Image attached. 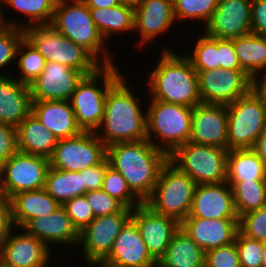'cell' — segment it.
I'll return each mask as SVG.
<instances>
[{
    "label": "cell",
    "mask_w": 266,
    "mask_h": 267,
    "mask_svg": "<svg viewBox=\"0 0 266 267\" xmlns=\"http://www.w3.org/2000/svg\"><path fill=\"white\" fill-rule=\"evenodd\" d=\"M109 165L127 181L144 203L152 194L162 166L169 156L149 140L118 142L107 146Z\"/></svg>",
    "instance_id": "6da1fadb"
},
{
    "label": "cell",
    "mask_w": 266,
    "mask_h": 267,
    "mask_svg": "<svg viewBox=\"0 0 266 267\" xmlns=\"http://www.w3.org/2000/svg\"><path fill=\"white\" fill-rule=\"evenodd\" d=\"M125 82L122 76L108 90L103 120L95 132L106 146L147 139L146 112Z\"/></svg>",
    "instance_id": "7a4b0ae2"
},
{
    "label": "cell",
    "mask_w": 266,
    "mask_h": 267,
    "mask_svg": "<svg viewBox=\"0 0 266 267\" xmlns=\"http://www.w3.org/2000/svg\"><path fill=\"white\" fill-rule=\"evenodd\" d=\"M164 49L148 77L150 100L193 108L201 103L197 72L185 55Z\"/></svg>",
    "instance_id": "3957f363"
},
{
    "label": "cell",
    "mask_w": 266,
    "mask_h": 267,
    "mask_svg": "<svg viewBox=\"0 0 266 267\" xmlns=\"http://www.w3.org/2000/svg\"><path fill=\"white\" fill-rule=\"evenodd\" d=\"M51 25L87 50L102 66L115 64L106 41L93 22L90 9L82 0H57Z\"/></svg>",
    "instance_id": "277c9868"
},
{
    "label": "cell",
    "mask_w": 266,
    "mask_h": 267,
    "mask_svg": "<svg viewBox=\"0 0 266 267\" xmlns=\"http://www.w3.org/2000/svg\"><path fill=\"white\" fill-rule=\"evenodd\" d=\"M149 102L145 110L147 140L170 156L178 147L189 142L193 108L160 100ZM154 136L160 141H155Z\"/></svg>",
    "instance_id": "5b68a950"
},
{
    "label": "cell",
    "mask_w": 266,
    "mask_h": 267,
    "mask_svg": "<svg viewBox=\"0 0 266 267\" xmlns=\"http://www.w3.org/2000/svg\"><path fill=\"white\" fill-rule=\"evenodd\" d=\"M117 68L116 65L100 67L95 73L86 75L73 92L69 102L76 123L83 132H96L99 129L107 92L123 76Z\"/></svg>",
    "instance_id": "8992f818"
},
{
    "label": "cell",
    "mask_w": 266,
    "mask_h": 267,
    "mask_svg": "<svg viewBox=\"0 0 266 267\" xmlns=\"http://www.w3.org/2000/svg\"><path fill=\"white\" fill-rule=\"evenodd\" d=\"M195 187L196 183L168 159L151 196L144 203L153 211L181 223L189 215Z\"/></svg>",
    "instance_id": "52a82bcc"
},
{
    "label": "cell",
    "mask_w": 266,
    "mask_h": 267,
    "mask_svg": "<svg viewBox=\"0 0 266 267\" xmlns=\"http://www.w3.org/2000/svg\"><path fill=\"white\" fill-rule=\"evenodd\" d=\"M24 32L25 38L47 62H58L86 75L93 74L102 67L87 50L63 36L52 25L28 26Z\"/></svg>",
    "instance_id": "ba28073f"
},
{
    "label": "cell",
    "mask_w": 266,
    "mask_h": 267,
    "mask_svg": "<svg viewBox=\"0 0 266 267\" xmlns=\"http://www.w3.org/2000/svg\"><path fill=\"white\" fill-rule=\"evenodd\" d=\"M228 150L188 142L178 147L169 160L196 185L226 181Z\"/></svg>",
    "instance_id": "9c48e42d"
},
{
    "label": "cell",
    "mask_w": 266,
    "mask_h": 267,
    "mask_svg": "<svg viewBox=\"0 0 266 267\" xmlns=\"http://www.w3.org/2000/svg\"><path fill=\"white\" fill-rule=\"evenodd\" d=\"M228 150L252 148L266 128V106L253 89L227 104Z\"/></svg>",
    "instance_id": "30bf717a"
},
{
    "label": "cell",
    "mask_w": 266,
    "mask_h": 267,
    "mask_svg": "<svg viewBox=\"0 0 266 267\" xmlns=\"http://www.w3.org/2000/svg\"><path fill=\"white\" fill-rule=\"evenodd\" d=\"M107 158V146L95 132L59 139L49 158L50 167L79 172L102 163Z\"/></svg>",
    "instance_id": "8fae6325"
},
{
    "label": "cell",
    "mask_w": 266,
    "mask_h": 267,
    "mask_svg": "<svg viewBox=\"0 0 266 267\" xmlns=\"http://www.w3.org/2000/svg\"><path fill=\"white\" fill-rule=\"evenodd\" d=\"M49 159L20 151L0 167V189L10 198L23 191L45 188Z\"/></svg>",
    "instance_id": "7c38bea8"
},
{
    "label": "cell",
    "mask_w": 266,
    "mask_h": 267,
    "mask_svg": "<svg viewBox=\"0 0 266 267\" xmlns=\"http://www.w3.org/2000/svg\"><path fill=\"white\" fill-rule=\"evenodd\" d=\"M202 103L227 105L252 90L253 79L243 69L196 70Z\"/></svg>",
    "instance_id": "4fadbf2b"
},
{
    "label": "cell",
    "mask_w": 266,
    "mask_h": 267,
    "mask_svg": "<svg viewBox=\"0 0 266 267\" xmlns=\"http://www.w3.org/2000/svg\"><path fill=\"white\" fill-rule=\"evenodd\" d=\"M133 209L125 207L115 214L95 217L88 226L80 232L79 245L86 265L102 262L110 253L116 237L131 219Z\"/></svg>",
    "instance_id": "5bb4252c"
},
{
    "label": "cell",
    "mask_w": 266,
    "mask_h": 267,
    "mask_svg": "<svg viewBox=\"0 0 266 267\" xmlns=\"http://www.w3.org/2000/svg\"><path fill=\"white\" fill-rule=\"evenodd\" d=\"M85 76L58 62H46L44 71L29 84L31 100L69 101Z\"/></svg>",
    "instance_id": "9a60e30c"
},
{
    "label": "cell",
    "mask_w": 266,
    "mask_h": 267,
    "mask_svg": "<svg viewBox=\"0 0 266 267\" xmlns=\"http://www.w3.org/2000/svg\"><path fill=\"white\" fill-rule=\"evenodd\" d=\"M135 222L151 257L158 262L164 255L171 238L180 228V222L153 211L145 203L133 209Z\"/></svg>",
    "instance_id": "2e32d148"
},
{
    "label": "cell",
    "mask_w": 266,
    "mask_h": 267,
    "mask_svg": "<svg viewBox=\"0 0 266 267\" xmlns=\"http://www.w3.org/2000/svg\"><path fill=\"white\" fill-rule=\"evenodd\" d=\"M189 142L228 150V113L226 105L199 103L192 110Z\"/></svg>",
    "instance_id": "e0dca14e"
},
{
    "label": "cell",
    "mask_w": 266,
    "mask_h": 267,
    "mask_svg": "<svg viewBox=\"0 0 266 267\" xmlns=\"http://www.w3.org/2000/svg\"><path fill=\"white\" fill-rule=\"evenodd\" d=\"M252 0H219L205 34L220 39H233L251 33Z\"/></svg>",
    "instance_id": "ac0fdd59"
},
{
    "label": "cell",
    "mask_w": 266,
    "mask_h": 267,
    "mask_svg": "<svg viewBox=\"0 0 266 267\" xmlns=\"http://www.w3.org/2000/svg\"><path fill=\"white\" fill-rule=\"evenodd\" d=\"M15 231L16 227L0 242V262L4 266L38 267L52 261L51 249L43 241L24 229L20 230L23 233Z\"/></svg>",
    "instance_id": "d6986e66"
},
{
    "label": "cell",
    "mask_w": 266,
    "mask_h": 267,
    "mask_svg": "<svg viewBox=\"0 0 266 267\" xmlns=\"http://www.w3.org/2000/svg\"><path fill=\"white\" fill-rule=\"evenodd\" d=\"M188 217L239 218L230 185L226 181L196 185Z\"/></svg>",
    "instance_id": "ffe728a7"
},
{
    "label": "cell",
    "mask_w": 266,
    "mask_h": 267,
    "mask_svg": "<svg viewBox=\"0 0 266 267\" xmlns=\"http://www.w3.org/2000/svg\"><path fill=\"white\" fill-rule=\"evenodd\" d=\"M110 267H157L135 222L130 219L116 237L109 255L102 261Z\"/></svg>",
    "instance_id": "44dd1931"
},
{
    "label": "cell",
    "mask_w": 266,
    "mask_h": 267,
    "mask_svg": "<svg viewBox=\"0 0 266 267\" xmlns=\"http://www.w3.org/2000/svg\"><path fill=\"white\" fill-rule=\"evenodd\" d=\"M180 227L204 252L226 246L235 241L239 218L203 219L187 217Z\"/></svg>",
    "instance_id": "7402d4cb"
},
{
    "label": "cell",
    "mask_w": 266,
    "mask_h": 267,
    "mask_svg": "<svg viewBox=\"0 0 266 267\" xmlns=\"http://www.w3.org/2000/svg\"><path fill=\"white\" fill-rule=\"evenodd\" d=\"M22 229L43 241L49 248L54 245L77 246L80 232L61 206L55 212L32 218Z\"/></svg>",
    "instance_id": "603a6c76"
},
{
    "label": "cell",
    "mask_w": 266,
    "mask_h": 267,
    "mask_svg": "<svg viewBox=\"0 0 266 267\" xmlns=\"http://www.w3.org/2000/svg\"><path fill=\"white\" fill-rule=\"evenodd\" d=\"M134 9V32L141 37L140 45L146 46L176 22L173 0H143Z\"/></svg>",
    "instance_id": "cb8c5ba5"
},
{
    "label": "cell",
    "mask_w": 266,
    "mask_h": 267,
    "mask_svg": "<svg viewBox=\"0 0 266 267\" xmlns=\"http://www.w3.org/2000/svg\"><path fill=\"white\" fill-rule=\"evenodd\" d=\"M31 113L58 140L72 138L82 132L69 101L32 100Z\"/></svg>",
    "instance_id": "d4e9b609"
},
{
    "label": "cell",
    "mask_w": 266,
    "mask_h": 267,
    "mask_svg": "<svg viewBox=\"0 0 266 267\" xmlns=\"http://www.w3.org/2000/svg\"><path fill=\"white\" fill-rule=\"evenodd\" d=\"M29 85L13 76H0V122L18 127L31 113Z\"/></svg>",
    "instance_id": "484cf974"
},
{
    "label": "cell",
    "mask_w": 266,
    "mask_h": 267,
    "mask_svg": "<svg viewBox=\"0 0 266 267\" xmlns=\"http://www.w3.org/2000/svg\"><path fill=\"white\" fill-rule=\"evenodd\" d=\"M61 206L45 188L19 192L11 197L13 225L22 229L32 218L49 215Z\"/></svg>",
    "instance_id": "4316f807"
},
{
    "label": "cell",
    "mask_w": 266,
    "mask_h": 267,
    "mask_svg": "<svg viewBox=\"0 0 266 267\" xmlns=\"http://www.w3.org/2000/svg\"><path fill=\"white\" fill-rule=\"evenodd\" d=\"M17 129L18 151L50 158L58 139L30 113Z\"/></svg>",
    "instance_id": "83f0119b"
},
{
    "label": "cell",
    "mask_w": 266,
    "mask_h": 267,
    "mask_svg": "<svg viewBox=\"0 0 266 267\" xmlns=\"http://www.w3.org/2000/svg\"><path fill=\"white\" fill-rule=\"evenodd\" d=\"M157 267H205V252L180 227Z\"/></svg>",
    "instance_id": "f1b7e54d"
},
{
    "label": "cell",
    "mask_w": 266,
    "mask_h": 267,
    "mask_svg": "<svg viewBox=\"0 0 266 267\" xmlns=\"http://www.w3.org/2000/svg\"><path fill=\"white\" fill-rule=\"evenodd\" d=\"M249 181H266V164L251 148L228 150L226 182Z\"/></svg>",
    "instance_id": "f546056e"
},
{
    "label": "cell",
    "mask_w": 266,
    "mask_h": 267,
    "mask_svg": "<svg viewBox=\"0 0 266 267\" xmlns=\"http://www.w3.org/2000/svg\"><path fill=\"white\" fill-rule=\"evenodd\" d=\"M90 13L99 34L106 43L112 34L128 31L134 33L135 9L132 6L120 4L109 8L90 9Z\"/></svg>",
    "instance_id": "4dcf8cb0"
},
{
    "label": "cell",
    "mask_w": 266,
    "mask_h": 267,
    "mask_svg": "<svg viewBox=\"0 0 266 267\" xmlns=\"http://www.w3.org/2000/svg\"><path fill=\"white\" fill-rule=\"evenodd\" d=\"M232 40L240 67L254 79L266 69V36L249 33Z\"/></svg>",
    "instance_id": "1f68e13d"
},
{
    "label": "cell",
    "mask_w": 266,
    "mask_h": 267,
    "mask_svg": "<svg viewBox=\"0 0 266 267\" xmlns=\"http://www.w3.org/2000/svg\"><path fill=\"white\" fill-rule=\"evenodd\" d=\"M45 189L60 205L87 193L79 172L59 170L53 167L48 169Z\"/></svg>",
    "instance_id": "d6a6232c"
},
{
    "label": "cell",
    "mask_w": 266,
    "mask_h": 267,
    "mask_svg": "<svg viewBox=\"0 0 266 267\" xmlns=\"http://www.w3.org/2000/svg\"><path fill=\"white\" fill-rule=\"evenodd\" d=\"M232 188L239 218L266 206V181L227 182Z\"/></svg>",
    "instance_id": "836d02e7"
},
{
    "label": "cell",
    "mask_w": 266,
    "mask_h": 267,
    "mask_svg": "<svg viewBox=\"0 0 266 267\" xmlns=\"http://www.w3.org/2000/svg\"><path fill=\"white\" fill-rule=\"evenodd\" d=\"M4 6H9L16 12L27 16L28 21L17 23L25 29L32 25H51L57 0H4Z\"/></svg>",
    "instance_id": "e575fe53"
},
{
    "label": "cell",
    "mask_w": 266,
    "mask_h": 267,
    "mask_svg": "<svg viewBox=\"0 0 266 267\" xmlns=\"http://www.w3.org/2000/svg\"><path fill=\"white\" fill-rule=\"evenodd\" d=\"M18 54H20V57L16 58L19 67L17 69L20 70V73L19 76L14 78L29 85L44 71L47 61L25 37L18 46L17 56Z\"/></svg>",
    "instance_id": "d590c367"
},
{
    "label": "cell",
    "mask_w": 266,
    "mask_h": 267,
    "mask_svg": "<svg viewBox=\"0 0 266 267\" xmlns=\"http://www.w3.org/2000/svg\"><path fill=\"white\" fill-rule=\"evenodd\" d=\"M192 54L184 55L191 61L195 70H216L220 68L217 38L209 37L205 33L198 36Z\"/></svg>",
    "instance_id": "8d00e7d4"
},
{
    "label": "cell",
    "mask_w": 266,
    "mask_h": 267,
    "mask_svg": "<svg viewBox=\"0 0 266 267\" xmlns=\"http://www.w3.org/2000/svg\"><path fill=\"white\" fill-rule=\"evenodd\" d=\"M101 189L120 201L127 208L134 209L143 203L131 191L124 177L111 166L106 169Z\"/></svg>",
    "instance_id": "74e56055"
},
{
    "label": "cell",
    "mask_w": 266,
    "mask_h": 267,
    "mask_svg": "<svg viewBox=\"0 0 266 267\" xmlns=\"http://www.w3.org/2000/svg\"><path fill=\"white\" fill-rule=\"evenodd\" d=\"M219 0H173L174 14L178 22L186 19L204 21L206 25Z\"/></svg>",
    "instance_id": "f35d334b"
},
{
    "label": "cell",
    "mask_w": 266,
    "mask_h": 267,
    "mask_svg": "<svg viewBox=\"0 0 266 267\" xmlns=\"http://www.w3.org/2000/svg\"><path fill=\"white\" fill-rule=\"evenodd\" d=\"M24 37L25 32L22 28L14 26L0 28V70L4 71L9 63L15 62L18 46ZM0 72V76H14Z\"/></svg>",
    "instance_id": "ab89813d"
},
{
    "label": "cell",
    "mask_w": 266,
    "mask_h": 267,
    "mask_svg": "<svg viewBox=\"0 0 266 267\" xmlns=\"http://www.w3.org/2000/svg\"><path fill=\"white\" fill-rule=\"evenodd\" d=\"M235 245L239 254L240 267H261L264 242L251 239L237 232Z\"/></svg>",
    "instance_id": "60d3db41"
},
{
    "label": "cell",
    "mask_w": 266,
    "mask_h": 267,
    "mask_svg": "<svg viewBox=\"0 0 266 267\" xmlns=\"http://www.w3.org/2000/svg\"><path fill=\"white\" fill-rule=\"evenodd\" d=\"M239 231L248 238L266 243V206L242 215Z\"/></svg>",
    "instance_id": "b9f144b4"
},
{
    "label": "cell",
    "mask_w": 266,
    "mask_h": 267,
    "mask_svg": "<svg viewBox=\"0 0 266 267\" xmlns=\"http://www.w3.org/2000/svg\"><path fill=\"white\" fill-rule=\"evenodd\" d=\"M85 197L92 209L94 217L115 214L117 212H121L125 208L120 201L111 197L102 189L88 191L85 194Z\"/></svg>",
    "instance_id": "7bdbcfd3"
},
{
    "label": "cell",
    "mask_w": 266,
    "mask_h": 267,
    "mask_svg": "<svg viewBox=\"0 0 266 267\" xmlns=\"http://www.w3.org/2000/svg\"><path fill=\"white\" fill-rule=\"evenodd\" d=\"M62 207L70 217L74 226L81 232L95 218L85 195L76 196L65 202Z\"/></svg>",
    "instance_id": "ee69618b"
},
{
    "label": "cell",
    "mask_w": 266,
    "mask_h": 267,
    "mask_svg": "<svg viewBox=\"0 0 266 267\" xmlns=\"http://www.w3.org/2000/svg\"><path fill=\"white\" fill-rule=\"evenodd\" d=\"M205 267H240L235 242L206 252Z\"/></svg>",
    "instance_id": "f6af8a7d"
},
{
    "label": "cell",
    "mask_w": 266,
    "mask_h": 267,
    "mask_svg": "<svg viewBox=\"0 0 266 267\" xmlns=\"http://www.w3.org/2000/svg\"><path fill=\"white\" fill-rule=\"evenodd\" d=\"M17 151L16 127L0 122V167Z\"/></svg>",
    "instance_id": "bcb514c9"
},
{
    "label": "cell",
    "mask_w": 266,
    "mask_h": 267,
    "mask_svg": "<svg viewBox=\"0 0 266 267\" xmlns=\"http://www.w3.org/2000/svg\"><path fill=\"white\" fill-rule=\"evenodd\" d=\"M109 161L106 158L102 163L89 167L85 170L79 171L80 176H82L83 187L86 191L100 190L104 181V175L106 169L109 167Z\"/></svg>",
    "instance_id": "7dc6e473"
},
{
    "label": "cell",
    "mask_w": 266,
    "mask_h": 267,
    "mask_svg": "<svg viewBox=\"0 0 266 267\" xmlns=\"http://www.w3.org/2000/svg\"><path fill=\"white\" fill-rule=\"evenodd\" d=\"M217 50L219 51L221 69H242L235 53L232 39L217 38Z\"/></svg>",
    "instance_id": "c3c4849f"
},
{
    "label": "cell",
    "mask_w": 266,
    "mask_h": 267,
    "mask_svg": "<svg viewBox=\"0 0 266 267\" xmlns=\"http://www.w3.org/2000/svg\"><path fill=\"white\" fill-rule=\"evenodd\" d=\"M251 33L266 36V0H252Z\"/></svg>",
    "instance_id": "681fc988"
},
{
    "label": "cell",
    "mask_w": 266,
    "mask_h": 267,
    "mask_svg": "<svg viewBox=\"0 0 266 267\" xmlns=\"http://www.w3.org/2000/svg\"><path fill=\"white\" fill-rule=\"evenodd\" d=\"M13 228L11 198L0 189V242Z\"/></svg>",
    "instance_id": "f907efd6"
},
{
    "label": "cell",
    "mask_w": 266,
    "mask_h": 267,
    "mask_svg": "<svg viewBox=\"0 0 266 267\" xmlns=\"http://www.w3.org/2000/svg\"><path fill=\"white\" fill-rule=\"evenodd\" d=\"M262 73H263L262 77H260V75H257L253 79L252 89L261 98L262 102L266 106V71L263 70ZM258 76H259V78H258Z\"/></svg>",
    "instance_id": "816d5d0a"
},
{
    "label": "cell",
    "mask_w": 266,
    "mask_h": 267,
    "mask_svg": "<svg viewBox=\"0 0 266 267\" xmlns=\"http://www.w3.org/2000/svg\"><path fill=\"white\" fill-rule=\"evenodd\" d=\"M251 149L266 164V128L257 138L256 142L254 143Z\"/></svg>",
    "instance_id": "f5cc1de1"
},
{
    "label": "cell",
    "mask_w": 266,
    "mask_h": 267,
    "mask_svg": "<svg viewBox=\"0 0 266 267\" xmlns=\"http://www.w3.org/2000/svg\"><path fill=\"white\" fill-rule=\"evenodd\" d=\"M89 9L109 8L123 4L122 0H82Z\"/></svg>",
    "instance_id": "db71d44e"
},
{
    "label": "cell",
    "mask_w": 266,
    "mask_h": 267,
    "mask_svg": "<svg viewBox=\"0 0 266 267\" xmlns=\"http://www.w3.org/2000/svg\"><path fill=\"white\" fill-rule=\"evenodd\" d=\"M5 4L4 0H0V28H3V27H8V26H14V27H18V24H16V22L14 21L13 23L10 21V22H6L5 20V17L4 16V11L2 10L3 8V5Z\"/></svg>",
    "instance_id": "11a10c76"
},
{
    "label": "cell",
    "mask_w": 266,
    "mask_h": 267,
    "mask_svg": "<svg viewBox=\"0 0 266 267\" xmlns=\"http://www.w3.org/2000/svg\"><path fill=\"white\" fill-rule=\"evenodd\" d=\"M143 0H122L123 4L125 5H129L132 7H136L137 5H139Z\"/></svg>",
    "instance_id": "9f6ffc18"
},
{
    "label": "cell",
    "mask_w": 266,
    "mask_h": 267,
    "mask_svg": "<svg viewBox=\"0 0 266 267\" xmlns=\"http://www.w3.org/2000/svg\"><path fill=\"white\" fill-rule=\"evenodd\" d=\"M261 267H266V243L263 246Z\"/></svg>",
    "instance_id": "6f0895ef"
},
{
    "label": "cell",
    "mask_w": 266,
    "mask_h": 267,
    "mask_svg": "<svg viewBox=\"0 0 266 267\" xmlns=\"http://www.w3.org/2000/svg\"><path fill=\"white\" fill-rule=\"evenodd\" d=\"M89 267H110L108 265H105L104 263L102 262H96V263H89L88 264ZM99 265V266H98Z\"/></svg>",
    "instance_id": "680465c9"
},
{
    "label": "cell",
    "mask_w": 266,
    "mask_h": 267,
    "mask_svg": "<svg viewBox=\"0 0 266 267\" xmlns=\"http://www.w3.org/2000/svg\"><path fill=\"white\" fill-rule=\"evenodd\" d=\"M48 265H49L48 262H46L45 264H42V265H40L38 267H47Z\"/></svg>",
    "instance_id": "91938a15"
},
{
    "label": "cell",
    "mask_w": 266,
    "mask_h": 267,
    "mask_svg": "<svg viewBox=\"0 0 266 267\" xmlns=\"http://www.w3.org/2000/svg\"><path fill=\"white\" fill-rule=\"evenodd\" d=\"M0 267H6V266H4V265L0 262Z\"/></svg>",
    "instance_id": "94428289"
}]
</instances>
